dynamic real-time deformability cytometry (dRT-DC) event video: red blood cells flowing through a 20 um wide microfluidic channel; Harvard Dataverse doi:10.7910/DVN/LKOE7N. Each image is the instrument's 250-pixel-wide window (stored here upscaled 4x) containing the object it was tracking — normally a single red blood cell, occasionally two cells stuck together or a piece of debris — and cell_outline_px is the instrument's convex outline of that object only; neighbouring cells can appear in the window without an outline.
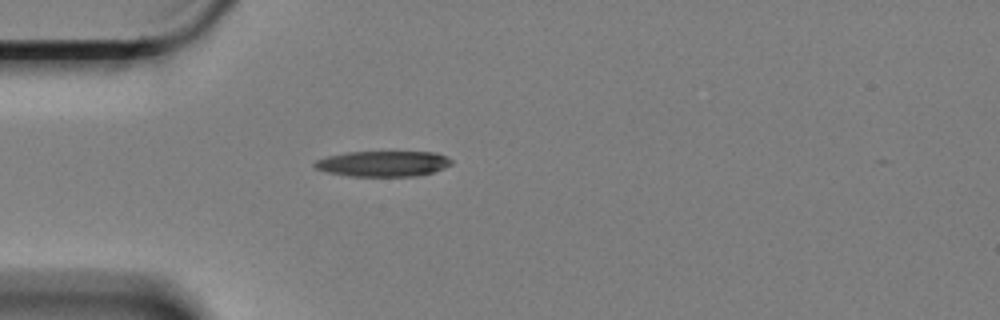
{"species": "Egyptian fruit bat (a non-hibernating species)", "species_latin": "Rousettus aegyptiacus", "temperature_condition": "cold", "stored_images_in_passage": 44, "camera_frame_rate_fps": 3000, "um_per_image_px": 0.085, "animal": {"sex": "female"}, "frame": {"image": 1, "passage_image": 1, "time_ms": 0.0, "image_size_px": [1000, 320], "cell_outline_px": [[452, 164], [444, 168], [432, 172], [416, 176], [348, 176], [328, 172], [316, 168], [312, 164], [316, 160], [328, 156], [344, 152], [436, 152], [452, 160]], "centroid_in_image_um": [32.55, 13.91], "position_along_channel_um": 52.4, "area_um2": 20.35}}
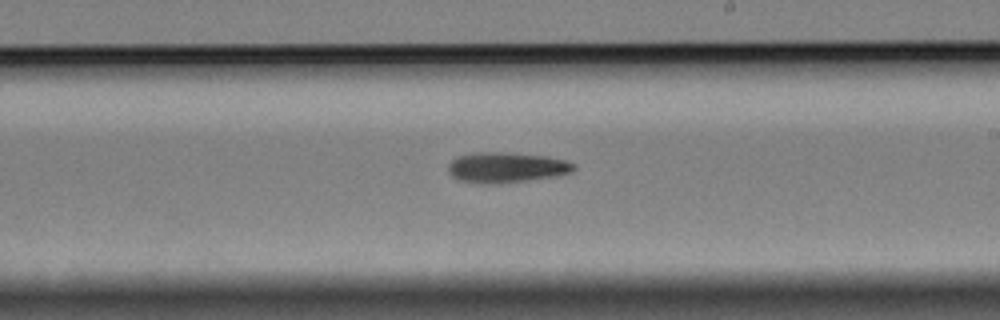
{"frame": {"image": 2, "passage_image": 19, "time_ms": 6.0, "image_size_px": [1000, 320], "cell_outline_px": [[576, 168], [572, 172], [556, 176], [500, 184], [484, 184], [460, 180], [452, 176], [448, 172], [448, 164], [456, 156], [476, 152], [500, 152], [548, 156], [564, 160], [576, 164]], "centroid_in_image_um": [43.04, 14.23], "position_along_channel_um": 246.0, "area_um2": 22.43}}
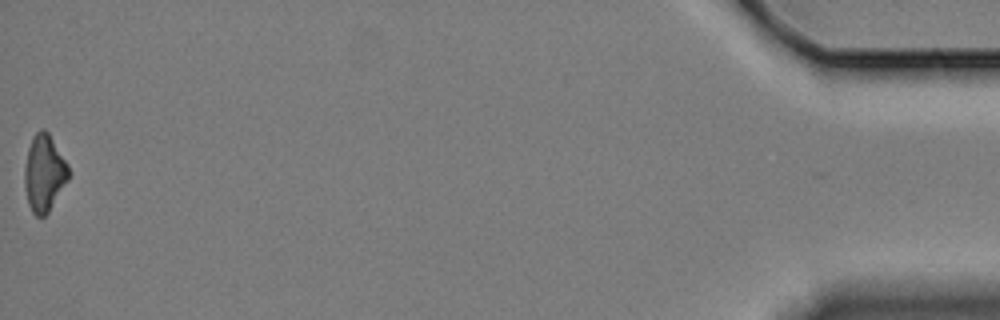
{"frame": {"image": 3, "passage_image": 44, "time_ms": 14.333, "image_size_px": [1000, 320], "cell_outline_px": [[72, 172], [68, 180], [48, 212], [44, 216], [36, 216], [32, 212], [28, 204], [24, 184], [24, 168], [28, 148], [32, 136], [40, 128], [44, 128], [48, 132], [68, 164]], "centroid_in_image_um": [3.76, 14.69], "position_along_channel_um": 431.4, "area_um2": 19.88}, "authors_computed_cell_mechanics": {"area_um2": 20.9814, "velocity_mm_per_s": 3.3662, "shape_relaxation_time_tau1_ms": 6.1898, "shape_relaxation_time_tau2_ms": null, "deformation_change_tau1": 0.1495, "deformation_change_tau2": null}}